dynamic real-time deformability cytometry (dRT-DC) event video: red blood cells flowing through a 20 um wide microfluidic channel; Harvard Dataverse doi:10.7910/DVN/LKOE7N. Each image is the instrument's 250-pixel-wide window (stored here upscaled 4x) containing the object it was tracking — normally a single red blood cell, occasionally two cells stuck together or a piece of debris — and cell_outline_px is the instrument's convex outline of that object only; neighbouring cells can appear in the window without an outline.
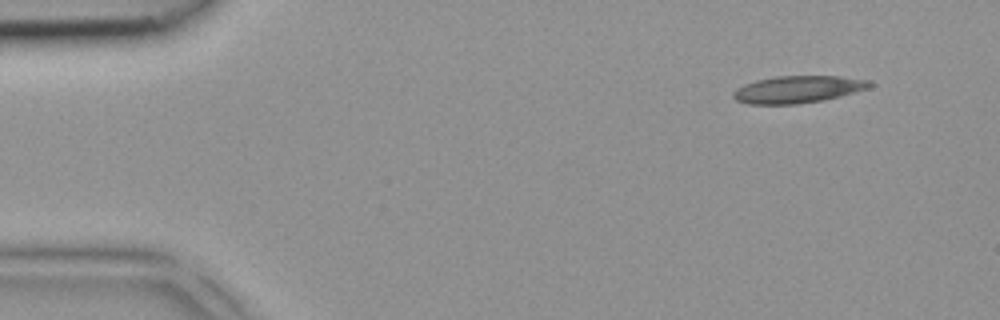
{"species": "common noctule bat (a hibernating species)", "species_latin": "Nyctalus noctula", "temperature_condition": "room temperature", "stored_images_in_passage": 4, "camera_frame_rate_fps": 3000, "um_per_image_px": 0.085, "animal": {"sex": "female", "body_mass_g": 18.4}, "frame": {"image": 1, "passage_image": 1, "time_ms": 0.0, "image_size_px": [1000, 320], "cell_outline_px": [[876, 84], [868, 88], [840, 96], [824, 100], [796, 104], [748, 104], [736, 100], [732, 96], [732, 92], [736, 88], [744, 84], [756, 80], [776, 76], [836, 76], [872, 80]], "centroid_in_image_um": [67.82, 7.59], "position_along_channel_um": 17.2, "area_um2": 21.73}}